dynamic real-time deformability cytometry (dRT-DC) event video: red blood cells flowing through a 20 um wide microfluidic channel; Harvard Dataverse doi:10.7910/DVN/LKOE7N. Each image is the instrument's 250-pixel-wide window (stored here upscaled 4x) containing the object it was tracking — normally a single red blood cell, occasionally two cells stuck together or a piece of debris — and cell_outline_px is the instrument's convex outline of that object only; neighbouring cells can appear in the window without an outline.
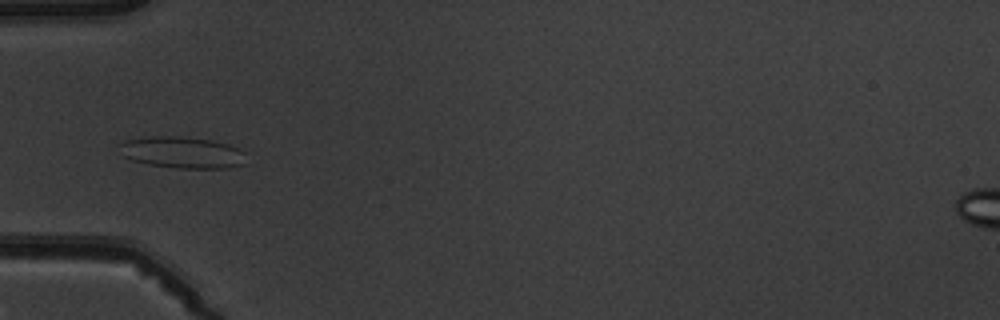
{"species": "common noctule bat (a hibernating species)", "species_latin": "Nyctalus noctula", "temperature_condition": "warm", "stored_images_in_passage": 8, "camera_frame_rate_fps": 3000, "um_per_image_px": 0.085, "animal": {"sex": "male", "body_mass_g": 19.5, "forearm_length_mm": 54.6}, "frame": {"image": 1, "passage_image": 5, "time_ms": 4.667, "image_size_px": [1000, 320], "cell_outline_px": [[248, 164], [228, 168], [176, 168], [148, 164], [132, 160], [124, 156], [120, 144], [124, 140], [152, 136], [180, 136], [212, 140], [228, 144], [240, 148], [244, 152]], "centroid_in_image_um": [15.57, 12.96], "position_along_channel_um": 69.4, "area_um2": 23.47}}
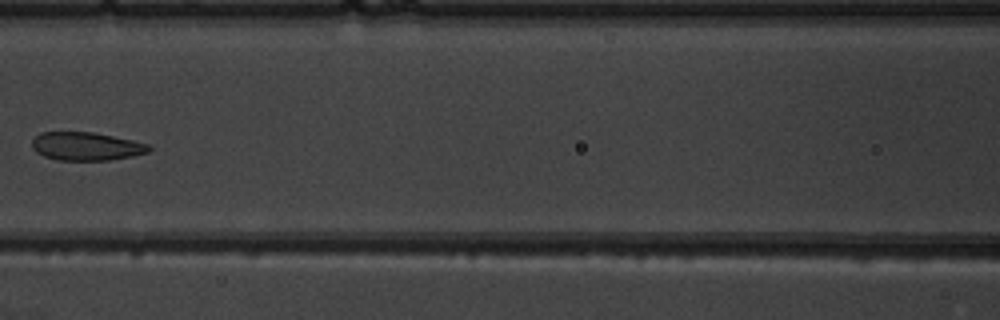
{"frame": {"image": 2, "passage_image": 7, "time_ms": 7.0, "image_size_px": [1000, 320], "cell_outline_px": [[152, 148], [148, 152], [132, 156], [108, 160], [60, 160], [44, 156], [36, 152], [32, 148], [32, 140], [40, 132], [92, 132], [132, 140], [148, 144]], "centroid_in_image_um": [7.31, 12.43], "position_along_channel_um": 159.3, "area_um2": 19.13}}
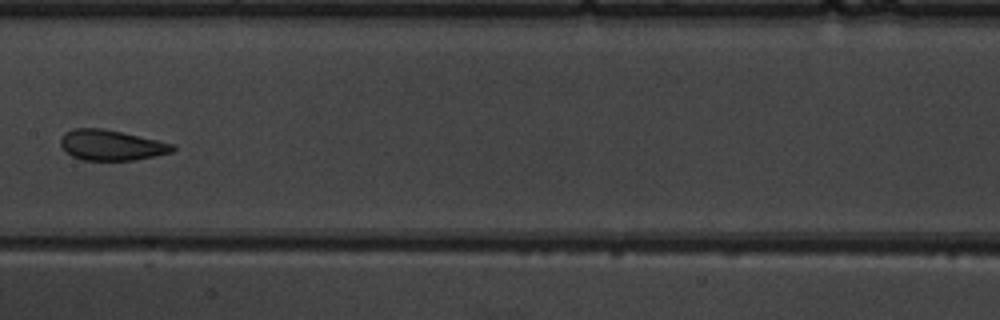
{"frame": {"image": 3, "passage_image": 8, "time_ms": 8.0, "image_size_px": [1000, 320], "cell_outline_px": [[176, 148], [172, 152], [156, 156], [132, 160], [84, 160], [72, 156], [60, 144], [60, 140], [64, 132], [72, 128], [104, 128], [176, 144]], "centroid_in_image_um": [9.48, 12.33], "position_along_channel_um": 197.9, "area_um2": 19.94}}